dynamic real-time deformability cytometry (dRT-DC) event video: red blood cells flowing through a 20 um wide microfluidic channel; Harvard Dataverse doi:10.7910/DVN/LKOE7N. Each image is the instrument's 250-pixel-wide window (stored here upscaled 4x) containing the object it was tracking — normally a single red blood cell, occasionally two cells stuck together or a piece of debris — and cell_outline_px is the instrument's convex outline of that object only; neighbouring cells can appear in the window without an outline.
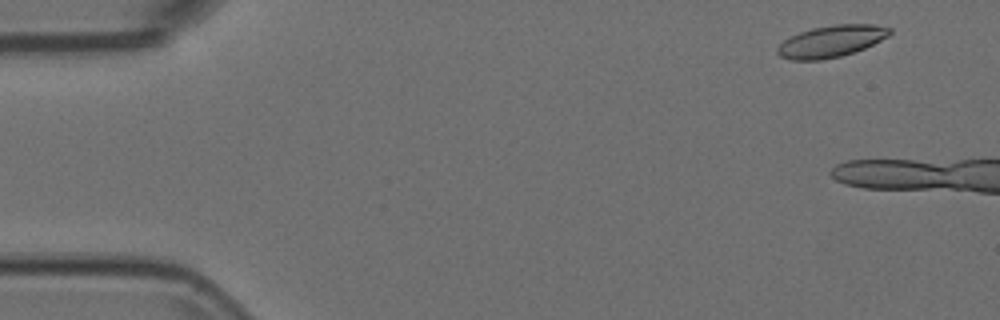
{"species": "Egyptian fruit bat (a non-hibernating species)", "species_latin": "Rousettus aegyptiacus", "temperature_condition": "room temperature", "stored_images_in_passage": 8, "camera_frame_rate_fps": 3000, "um_per_image_px": 0.085, "animal": {"sex": "female"}, "frame": {"image": 1, "passage_image": 4, "time_ms": 1.0, "image_size_px": [1000, 320], "cell_outline_px": [[892, 32], [888, 36], [864, 48], [840, 56], [820, 60], [792, 60], [780, 56], [776, 52], [776, 48], [784, 40], [800, 32], [812, 28], [836, 24], [876, 24], [892, 28]], "centroid_in_image_um": [70.66, 3.5], "position_along_channel_um": 14.3, "area_um2": 20.63}}